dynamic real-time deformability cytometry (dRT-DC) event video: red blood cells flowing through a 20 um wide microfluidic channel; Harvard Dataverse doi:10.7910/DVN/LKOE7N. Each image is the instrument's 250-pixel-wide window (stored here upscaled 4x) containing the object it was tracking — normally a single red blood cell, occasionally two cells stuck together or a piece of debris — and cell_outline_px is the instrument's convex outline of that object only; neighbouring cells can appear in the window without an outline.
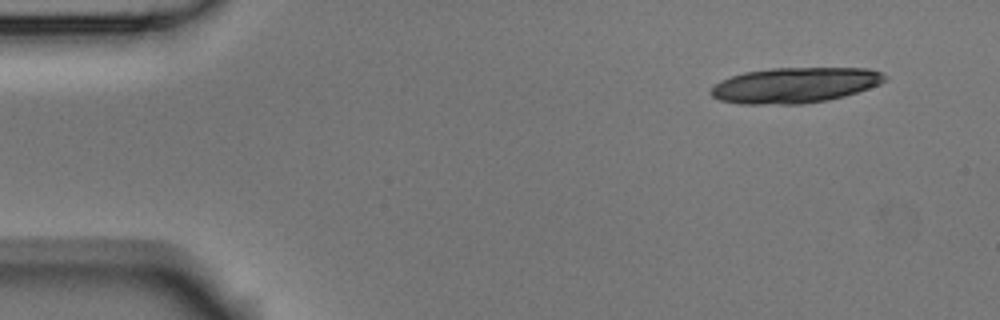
{"species": "Egyptian fruit bat (a non-hibernating species)", "species_latin": "Rousettus aegyptiacus", "temperature_condition": "room temperature", "stored_images_in_passage": 5, "segment_of_instrument_passage": [1, 2], "camera_frame_rate_fps": 3000, "um_per_image_px": 0.085, "animal": {"sex": "male"}, "frame": {"image": 1, "passage_image": 1, "time_ms": 0.0, "image_size_px": [1000, 320], "cell_outline_px": [[888, 80], [880, 84], [844, 96], [828, 100], [804, 104], [740, 104], [720, 100], [712, 96], [708, 92], [720, 80], [744, 72], [772, 68], [868, 68], [880, 72], [888, 76]], "centroid_in_image_um": [67.57, 7.24], "position_along_channel_um": 17.4, "area_um2": 36.07}}